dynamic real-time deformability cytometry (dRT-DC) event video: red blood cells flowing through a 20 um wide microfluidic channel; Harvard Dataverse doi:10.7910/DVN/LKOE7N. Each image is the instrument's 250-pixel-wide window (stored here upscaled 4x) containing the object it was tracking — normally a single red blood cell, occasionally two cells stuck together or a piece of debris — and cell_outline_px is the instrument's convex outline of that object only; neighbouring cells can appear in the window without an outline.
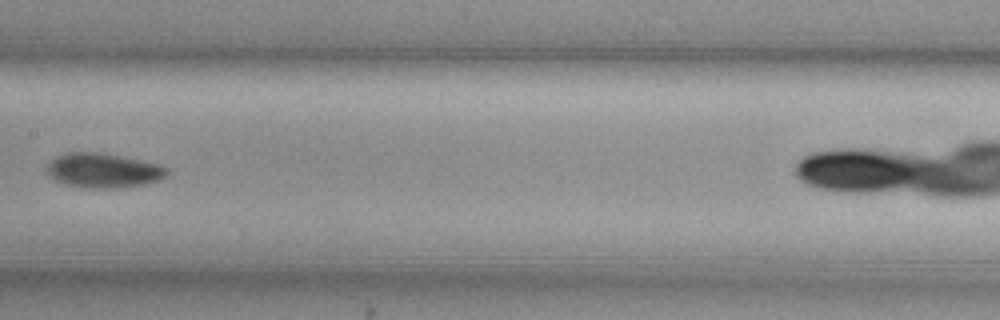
{"species": "common noctule bat (a hibernating species)", "species_latin": "Nyctalus noctula", "temperature_condition": "cold", "stored_images_in_passage": 6, "camera_frame_rate_fps": 3000, "um_per_image_px": 0.085, "animal": {"sex": "female", "body_mass_g": 29.2, "forearm_length_mm": 56.3}, "frame": {"image": 1, "passage_image": 6, "time_ms": 1.667, "image_size_px": [1000, 320], "cell_outline_px": [[168, 172], [160, 180], [144, 184], [116, 188], [88, 188], [68, 184], [52, 180], [44, 172], [44, 168], [56, 156], [64, 152], [100, 152], [160, 164], [168, 168]], "centroid_in_image_um": [8.72, 14.48], "position_along_channel_um": 198.7, "area_um2": 24.39}}